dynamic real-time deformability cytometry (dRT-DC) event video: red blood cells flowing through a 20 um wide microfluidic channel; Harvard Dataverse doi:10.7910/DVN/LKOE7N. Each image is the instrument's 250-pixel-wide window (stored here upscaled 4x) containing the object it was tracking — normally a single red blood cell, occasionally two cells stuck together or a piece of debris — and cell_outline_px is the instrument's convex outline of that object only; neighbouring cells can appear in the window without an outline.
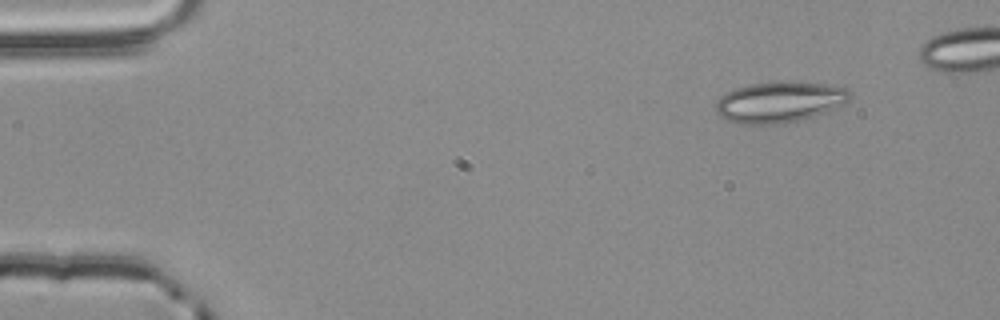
{"species": "common noctule bat (a hibernating species)", "species_latin": "Nyctalus noctula", "temperature_condition": "room temperature", "stored_images_in_passage": 4, "camera_frame_rate_fps": 3000, "um_per_image_px": 0.085, "animal": {"sex": "male", "body_mass_g": 20.4}, "frame": {"image": 1, "passage_image": 1, "time_ms": 0.0, "image_size_px": [1000, 320], "cell_outline_px": [[852, 96], [848, 100], [824, 112], [800, 120], [780, 124], [744, 124], [728, 120], [720, 116], [716, 112], [716, 100], [720, 96], [736, 88], [748, 84], [824, 84], [848, 88], [852, 92]], "centroid_in_image_um": [66.22, 8.71], "position_along_channel_um": 18.8, "area_um2": 30.87}}